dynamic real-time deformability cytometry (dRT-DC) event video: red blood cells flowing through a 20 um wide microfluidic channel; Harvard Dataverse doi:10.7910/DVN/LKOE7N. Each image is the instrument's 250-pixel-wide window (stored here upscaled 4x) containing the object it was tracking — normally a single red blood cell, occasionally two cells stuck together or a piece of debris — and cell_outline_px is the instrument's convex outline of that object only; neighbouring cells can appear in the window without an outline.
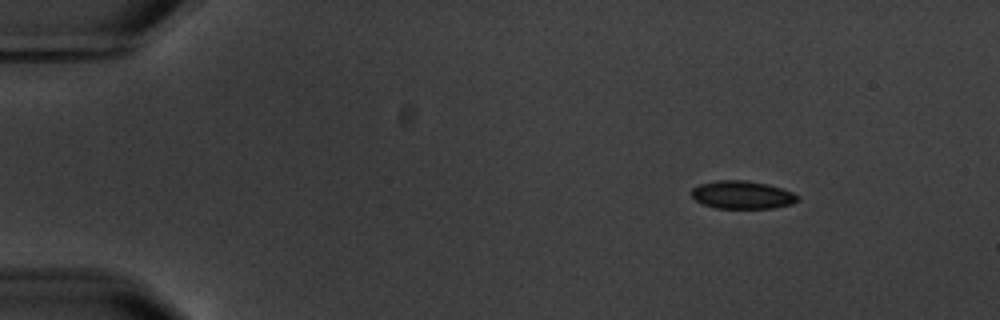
{"species": "common noctule bat (a hibernating species)", "species_latin": "Nyctalus noctula", "temperature_condition": "warm", "stored_images_in_passage": 5, "camera_frame_rate_fps": 3000, "um_per_image_px": 0.085, "animal": {"sex": "male", "body_mass_g": 20.1, "forearm_length_mm": 53.5}, "frame": {"image": 1, "passage_image": 1, "time_ms": 0.0, "image_size_px": [1000, 320], "cell_outline_px": [[800, 200], [792, 204], [772, 208], [716, 208], [704, 204], [696, 200], [692, 196], [692, 188], [700, 184], [716, 180], [744, 180], [768, 184], [792, 192], [800, 196]], "centroid_in_image_um": [63.12, 16.56], "position_along_channel_um": 21.9, "area_um2": 17.28}}
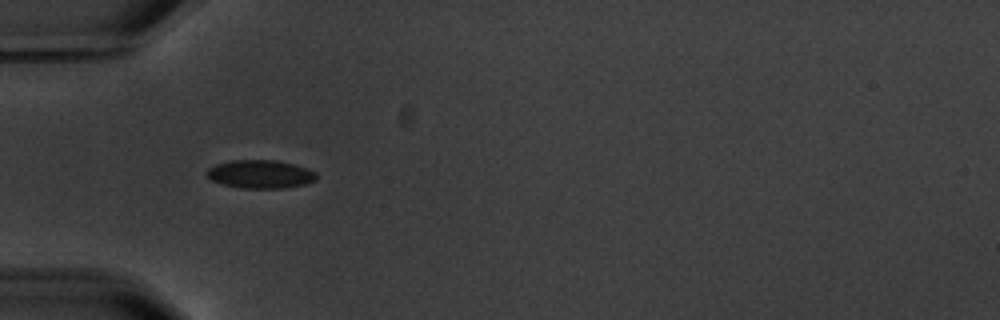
{"frame": {"image": 2, "passage_image": 4, "time_ms": 3.667, "image_size_px": [1000, 320], "cell_outline_px": [[316, 180], [304, 184], [284, 188], [240, 188], [224, 184], [212, 180], [204, 172], [208, 168], [216, 164], [228, 160], [276, 160], [296, 164], [308, 168], [316, 172]], "centroid_in_image_um": [22.13, 14.79], "position_along_channel_um": 62.9, "area_um2": 18.21}}
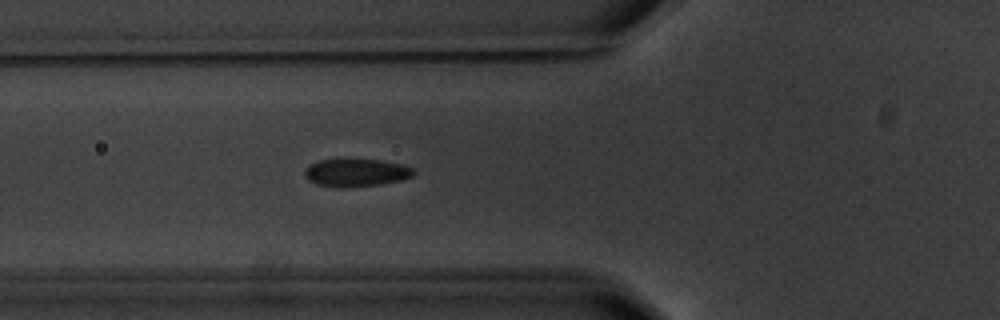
{"frame": {"image": 3, "passage_image": 5, "time_ms": 4.667, "image_size_px": [1000, 320], "cell_outline_px": [[416, 172], [412, 176], [404, 180], [380, 184], [344, 188], [340, 188], [316, 184], [308, 180], [304, 176], [304, 172], [312, 164], [320, 160], [380, 160], [400, 164], [412, 168]], "centroid_in_image_um": [30.29, 14.7], "position_along_channel_um": 95.5, "area_um2": 17.46}}